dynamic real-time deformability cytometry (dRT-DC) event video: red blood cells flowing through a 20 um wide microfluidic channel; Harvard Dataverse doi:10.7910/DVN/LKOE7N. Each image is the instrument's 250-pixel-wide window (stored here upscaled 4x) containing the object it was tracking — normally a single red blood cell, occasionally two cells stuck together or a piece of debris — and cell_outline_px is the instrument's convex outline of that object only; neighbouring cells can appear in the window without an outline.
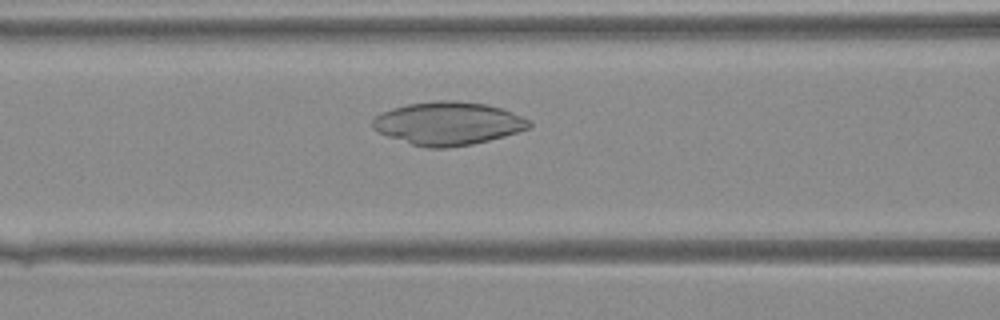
{"species": "Egyptian fruit bat (a non-hibernating species)", "species_latin": "Rousettus aegyptiacus", "temperature_condition": "warm", "stored_images_in_passage": 26, "camera_frame_rate_fps": 3000, "um_per_image_px": 0.085, "animal": {"sex": "female"}, "frame": {"image": 1, "passage_image": 5, "time_ms": 1.333, "image_size_px": [1000, 320], "cell_outline_px": [[532, 124], [528, 128], [504, 136], [472, 144], [444, 148], [428, 148], [412, 144], [388, 136], [372, 128], [372, 120], [380, 112], [392, 108], [408, 104], [436, 100], [456, 100], [488, 104], [512, 112], [528, 120]], "centroid_in_image_um": [38.06, 10.48], "position_along_channel_um": 128.5, "area_um2": 39.13}}
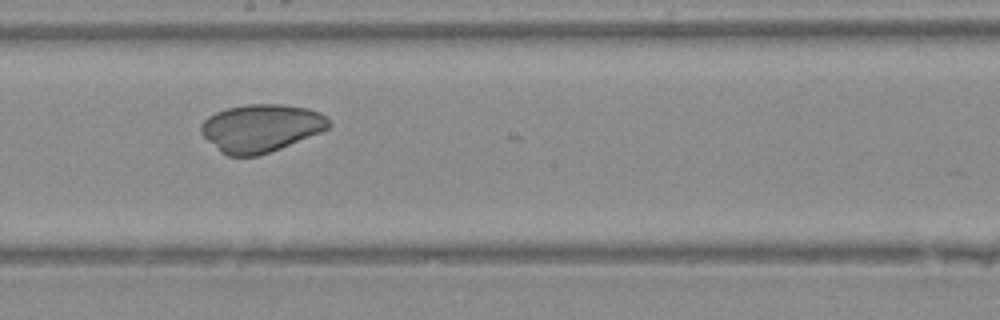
{"frame": {"image": 2, "passage_image": 11, "time_ms": 3.333, "image_size_px": [1000, 320], "cell_outline_px": [[332, 124], [328, 128], [320, 132], [280, 148], [256, 156], [228, 156], [220, 152], [200, 132], [200, 124], [208, 116], [216, 112], [228, 108], [248, 104], [284, 104], [308, 108], [320, 112]], "centroid_in_image_um": [22.16, 10.87], "position_along_channel_um": 226.0, "area_um2": 35.37}}
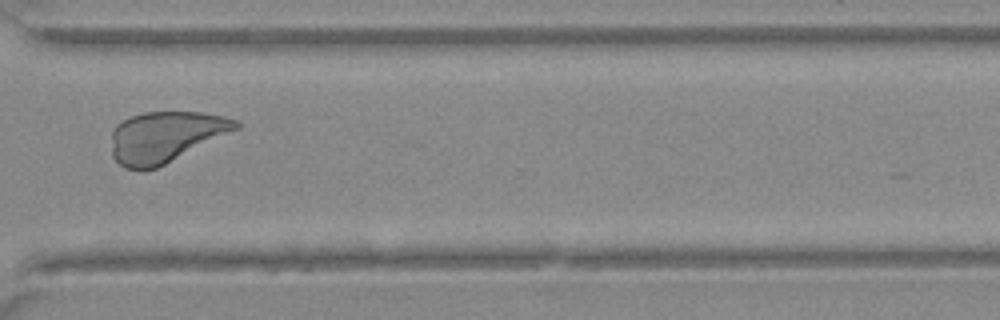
{"frame": {"image": 3, "passage_image": 19, "time_ms": 6.0, "image_size_px": [1000, 320], "cell_outline_px": [[240, 128], [156, 168], [124, 168], [112, 156], [112, 132], [116, 124], [132, 116], [144, 112], [204, 112], [224, 116], [236, 120], [240, 124]], "centroid_in_image_um": [14.08, 11.6], "position_along_channel_um": 356.5, "area_um2": 36.47}}